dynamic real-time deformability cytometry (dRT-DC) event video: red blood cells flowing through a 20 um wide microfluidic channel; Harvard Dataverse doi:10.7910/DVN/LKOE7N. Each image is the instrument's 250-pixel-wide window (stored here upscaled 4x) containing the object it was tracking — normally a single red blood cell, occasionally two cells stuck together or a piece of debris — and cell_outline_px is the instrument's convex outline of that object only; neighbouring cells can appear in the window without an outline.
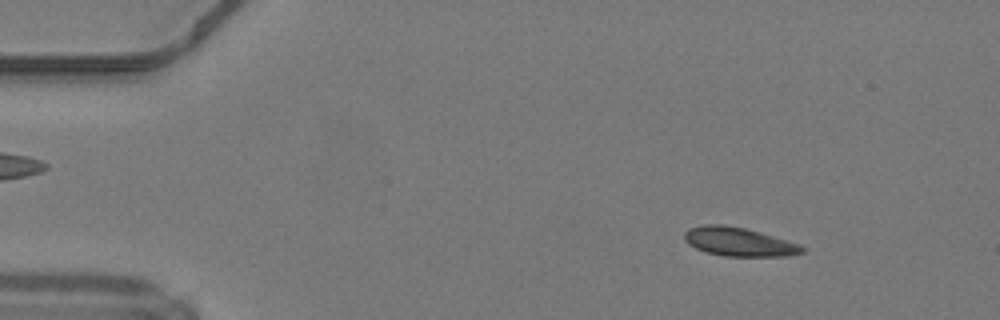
{"species": "common noctule bat (a hibernating species)", "species_latin": "Nyctalus noctula", "temperature_condition": "warm", "stored_images_in_passage": 48, "camera_frame_rate_fps": 3000, "um_per_image_px": 0.085, "animal": {"sex": "male", "body_mass_g": 19.2, "forearm_length_mm": 51.8}, "frame": {"image": 1, "passage_image": 6, "time_ms": 1.667, "image_size_px": [1000, 320], "cell_outline_px": [[804, 252], [788, 256], [724, 256], [708, 252], [696, 248], [688, 244], [684, 240], [684, 232], [688, 228], [704, 224], [724, 224], [744, 228], [760, 232], [800, 244], [804, 248]], "centroid_in_image_um": [62.78, 20.54], "position_along_channel_um": 22.2, "area_um2": 19.71}}
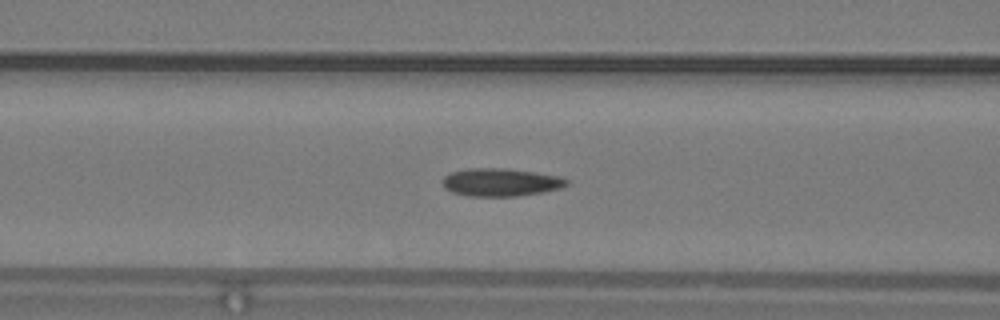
{"frame": {"image": 2, "passage_image": 19, "time_ms": 6.0, "image_size_px": [1000, 320], "cell_outline_px": [[568, 184], [560, 188], [544, 192], [516, 196], [468, 196], [452, 192], [444, 188], [444, 176], [452, 172], [468, 168], [508, 168], [536, 172], [560, 176], [568, 180]], "centroid_in_image_um": [42.58, 15.49], "position_along_channel_um": 124.0, "area_um2": 20.23}}
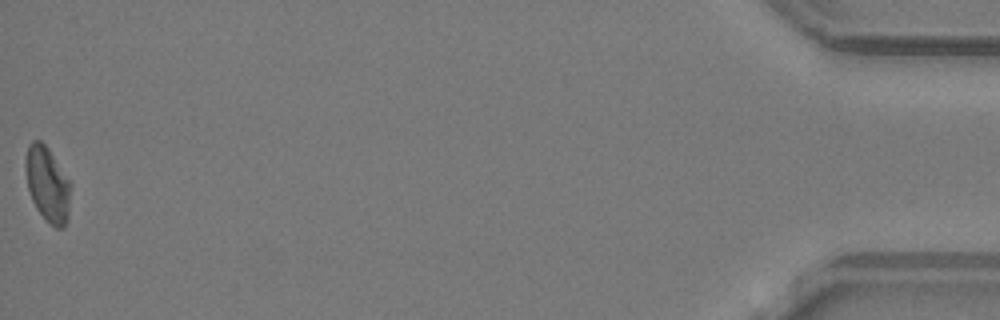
{"frame": {"image": 3, "passage_image": 48, "time_ms": 15.667, "image_size_px": [1000, 320], "cell_outline_px": [[72, 184], [68, 220], [64, 228], [56, 228], [36, 208], [32, 200], [28, 188], [24, 168], [24, 160], [28, 144], [32, 140], [40, 140], [48, 148]], "centroid_in_image_um": [4.04, 15.64], "position_along_channel_um": 431.2, "area_um2": 19.94}, "authors_computed_cell_mechanics": {"area_um2": 19.7676, "velocity_mm_per_s": 4.2303, "shape_relaxation_time_tau1_ms": null, "shape_relaxation_time_tau2_ms": 2.7108, "deformation_change_tau1": null, "deformation_change_tau2": 0.0734}}